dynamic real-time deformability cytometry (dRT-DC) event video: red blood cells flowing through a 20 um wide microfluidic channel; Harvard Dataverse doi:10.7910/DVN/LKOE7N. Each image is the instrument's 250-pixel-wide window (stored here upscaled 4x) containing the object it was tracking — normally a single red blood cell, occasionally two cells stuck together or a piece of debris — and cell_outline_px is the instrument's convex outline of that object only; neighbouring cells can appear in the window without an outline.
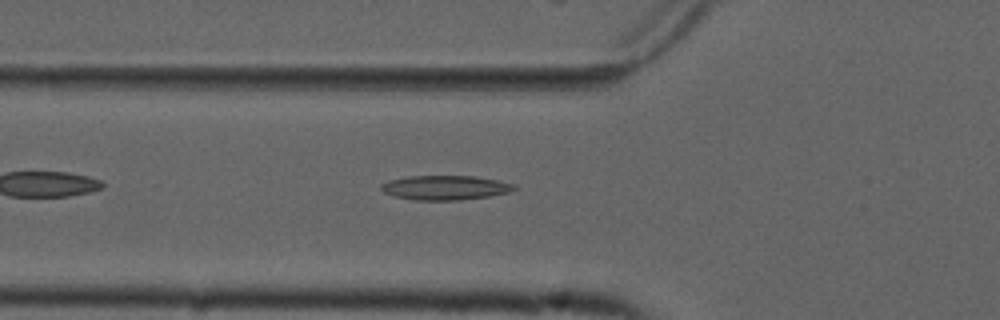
{"species": "common noctule bat (a hibernating species)", "species_latin": "Nyctalus noctula", "temperature_condition": "cold", "stored_images_in_passage": 37, "camera_frame_rate_fps": 3000, "um_per_image_px": 0.085, "animal": {"sex": "male", "forearm_length_mm": 52.5}, "frame": {"image": 1, "passage_image": 8, "time_ms": 2.333, "image_size_px": [1000, 320], "cell_outline_px": [[516, 188], [508, 192], [488, 196], [460, 200], [416, 200], [396, 196], [384, 192], [380, 188], [380, 184], [388, 180], [408, 176], [476, 176], [516, 184]], "centroid_in_image_um": [37.82, 15.94], "position_along_channel_um": 88.0, "area_um2": 18.84}}
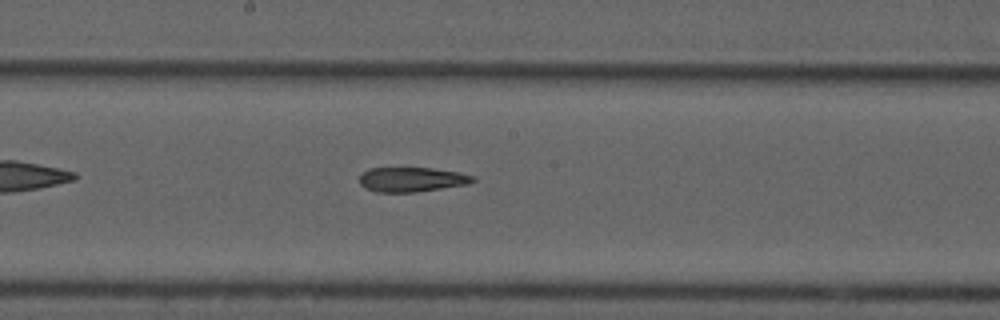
{"frame": {"image": 2, "passage_image": 18, "time_ms": 5.667, "image_size_px": [1000, 320], "cell_outline_px": [[476, 180], [468, 184], [416, 192], [376, 192], [360, 184], [360, 176], [368, 168], [432, 168], [456, 172], [476, 176]], "centroid_in_image_um": [35.02, 15.25], "position_along_channel_um": 213.2, "area_um2": 16.13}}
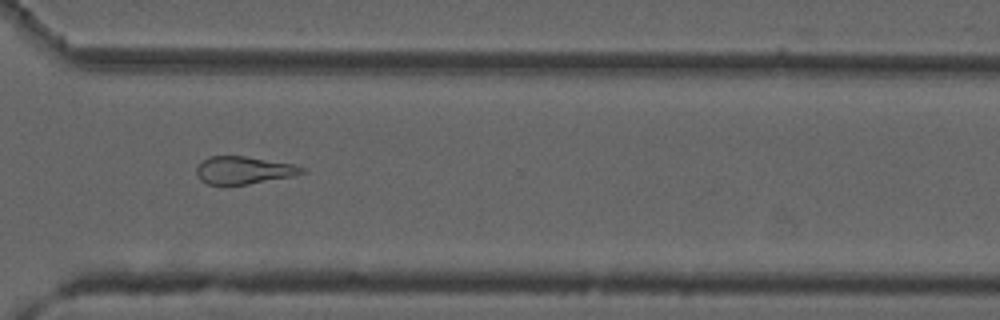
{"frame": {"image": 3, "passage_image": 29, "time_ms": 9.333, "image_size_px": [1000, 320], "cell_outline_px": [[304, 172], [292, 176], [248, 184], [208, 184], [200, 180], [196, 176], [196, 168], [208, 156], [244, 156], [296, 164], [304, 168]], "centroid_in_image_um": [20.7, 14.46], "position_along_channel_um": 349.9, "area_um2": 16.82}, "authors_computed_cell_mechanics": {"area_um2": 17.629, "velocity_mm_per_s": 3.7328, "shape_relaxation_time_tau1_ms": null, "shape_relaxation_time_tau2_ms": 7.3751, "deformation_change_tau1": null, "deformation_change_tau2": 0.203}}